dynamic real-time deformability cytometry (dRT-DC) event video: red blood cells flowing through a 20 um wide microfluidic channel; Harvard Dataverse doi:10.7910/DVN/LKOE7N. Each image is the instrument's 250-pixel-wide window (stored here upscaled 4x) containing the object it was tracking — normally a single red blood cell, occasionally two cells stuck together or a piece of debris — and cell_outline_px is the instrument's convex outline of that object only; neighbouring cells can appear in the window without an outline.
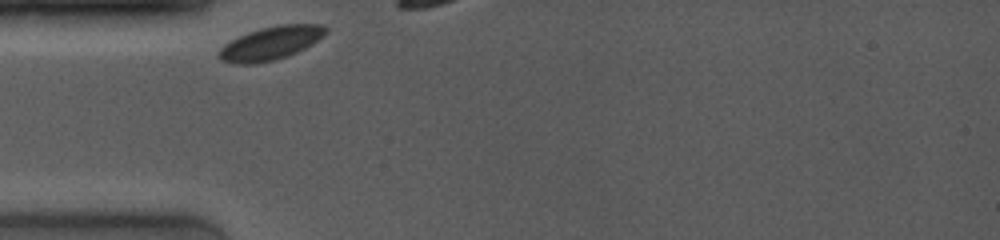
{"species": "common noctule bat (a hibernating species)", "species_latin": "Nyctalus noctula", "temperature_condition": "room temperature", "stored_images_in_passage": 10, "camera_frame_rate_fps": 4000, "um_per_image_px": 0.085, "animal": {"sex": "female", "body_mass_g": 19.0, "forearm_length_mm": 53.3}, "frame": {"image": 1, "passage_image": 1, "time_ms": 0.0, "image_size_px": [1000, 240], "cell_outline_px": [[328, 32], [304, 48], [296, 52], [272, 60], [252, 64], [232, 64], [220, 60], [216, 56], [220, 48], [224, 44], [248, 32], [260, 28], [280, 24], [324, 24], [328, 28]], "centroid_in_image_um": [22.97, 3.66], "position_along_channel_um": 62.0, "area_um2": 20.63}}
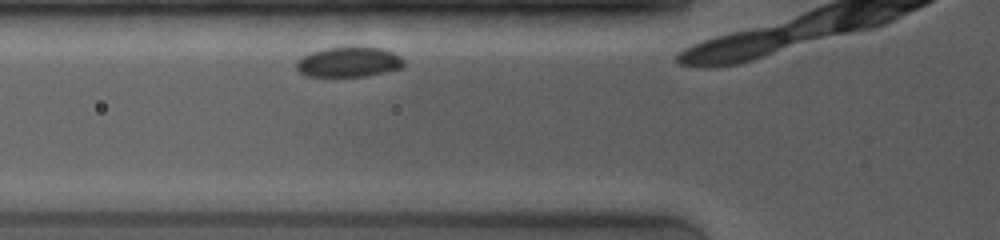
{"frame": {"image": 2, "passage_image": 6, "time_ms": 1.0, "image_size_px": [1000, 240], "cell_outline_px": [[404, 68], [364, 76], [332, 80], [308, 76], [300, 72], [296, 68], [296, 60], [300, 56], [324, 48], [380, 48], [392, 52], [400, 56], [404, 60]], "centroid_in_image_um": [29.58, 5.34], "position_along_channel_um": 96.2, "area_um2": 19.42}}